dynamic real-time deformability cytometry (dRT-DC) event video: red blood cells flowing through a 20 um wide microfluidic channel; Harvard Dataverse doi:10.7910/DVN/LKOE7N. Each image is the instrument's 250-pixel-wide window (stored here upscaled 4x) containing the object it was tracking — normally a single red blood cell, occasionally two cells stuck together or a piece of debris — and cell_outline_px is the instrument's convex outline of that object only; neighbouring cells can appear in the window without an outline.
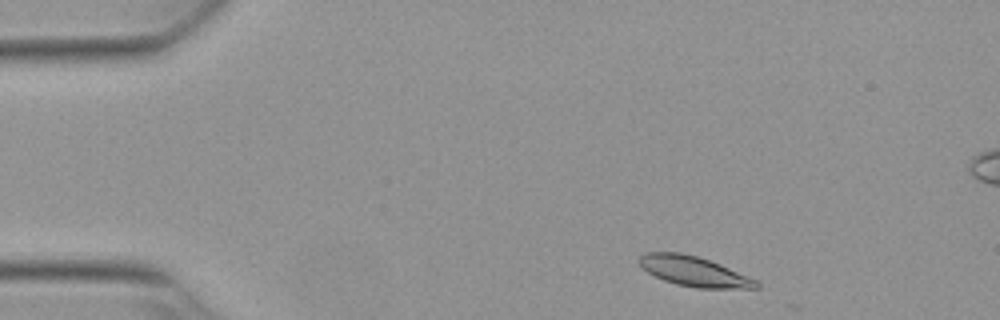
{"species": "Egyptian fruit bat (a non-hibernating species)", "species_latin": "Rousettus aegyptiacus", "temperature_condition": "warm", "stored_images_in_passage": 7, "camera_frame_rate_fps": 3000, "um_per_image_px": 0.085, "animal": {"sex": "female"}, "frame": {"image": 1, "passage_image": 3, "time_ms": 0.667, "image_size_px": [1000, 320], "cell_outline_px": [[760, 288], [696, 288], [676, 284], [664, 280], [640, 268], [636, 260], [644, 252], [680, 252], [696, 256], [720, 264], [748, 276], [756, 280], [760, 284]], "centroid_in_image_um": [58.94, 23.06], "position_along_channel_um": 26.1, "area_um2": 20.46}}